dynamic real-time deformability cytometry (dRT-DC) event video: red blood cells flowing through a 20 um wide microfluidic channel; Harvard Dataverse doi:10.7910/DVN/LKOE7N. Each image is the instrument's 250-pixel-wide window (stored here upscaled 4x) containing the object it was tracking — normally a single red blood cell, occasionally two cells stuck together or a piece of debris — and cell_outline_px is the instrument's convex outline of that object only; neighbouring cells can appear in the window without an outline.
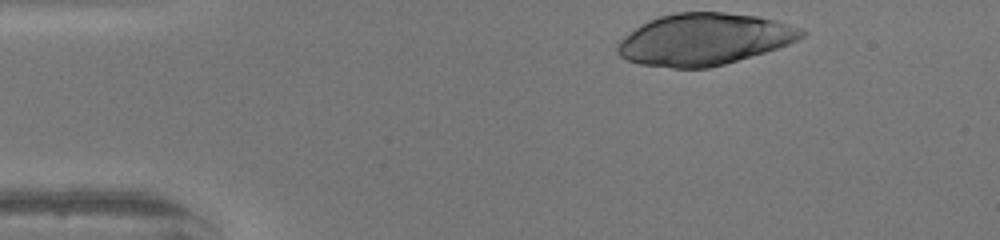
{"species": "human", "species_latin": "Homo sapiens", "temperature_condition": "warm", "stored_images_in_passage": 32, "camera_frame_rate_fps": 3000, "um_per_image_px": 0.085, "donor": {"sex": "female"}, "frame": {"image": 1, "passage_image": 1, "time_ms": 0.0, "image_size_px": [1000, 240], "cell_outline_px": [[808, 32], [804, 36], [788, 44], [764, 52], [724, 64], [708, 68], [672, 68], [640, 64], [628, 60], [620, 56], [616, 52], [616, 48], [620, 40], [624, 36], [648, 20], [660, 16], [676, 12], [724, 12], [756, 16], [776, 20], [804, 28]], "centroid_in_image_um": [59.86, 3.33], "position_along_channel_um": 25.1, "area_um2": 55.43}}